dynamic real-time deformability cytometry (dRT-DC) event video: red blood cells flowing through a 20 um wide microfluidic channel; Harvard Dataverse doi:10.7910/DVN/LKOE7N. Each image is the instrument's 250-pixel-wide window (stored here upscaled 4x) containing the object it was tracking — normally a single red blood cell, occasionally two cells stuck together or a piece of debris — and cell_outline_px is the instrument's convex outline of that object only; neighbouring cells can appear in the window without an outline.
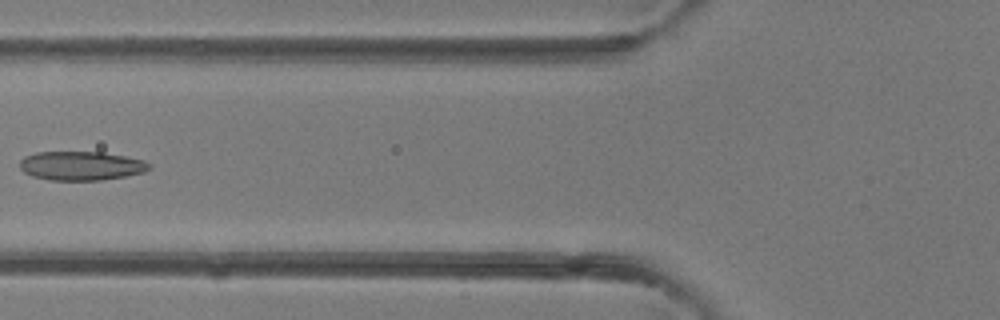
{"species": "common noctule bat (a hibernating species)", "species_latin": "Nyctalus noctula", "temperature_condition": "room temperature", "stored_images_in_passage": 4, "camera_frame_rate_fps": 3000, "um_per_image_px": 0.085, "animal": {"sex": "female"}, "frame": {"image": 1, "passage_image": 4, "time_ms": 3.333, "image_size_px": [1000, 320], "cell_outline_px": [[152, 168], [144, 172], [124, 176], [100, 180], [48, 180], [32, 176], [24, 172], [20, 168], [20, 160], [24, 156], [36, 152], [104, 152], [144, 160], [152, 164]], "centroid_in_image_um": [6.9, 14.09], "position_along_channel_um": 118.9, "area_um2": 21.96}}